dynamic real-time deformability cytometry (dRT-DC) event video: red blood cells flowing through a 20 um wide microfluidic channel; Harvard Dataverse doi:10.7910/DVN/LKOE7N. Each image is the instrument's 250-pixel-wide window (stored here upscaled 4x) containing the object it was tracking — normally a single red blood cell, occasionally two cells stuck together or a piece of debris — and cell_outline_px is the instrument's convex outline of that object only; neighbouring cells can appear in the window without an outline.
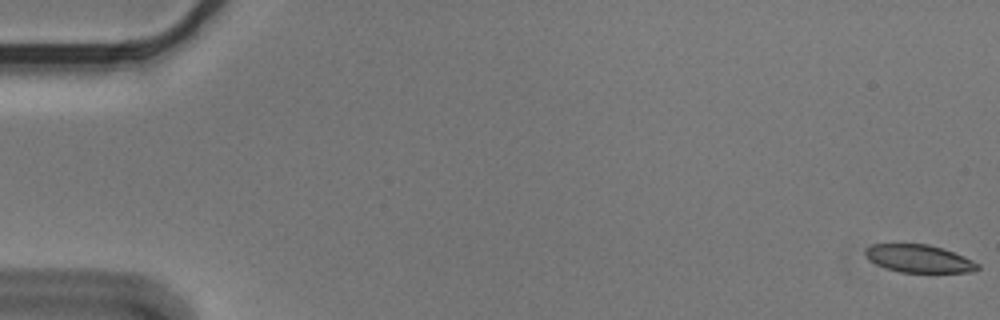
{"species": "Egyptian fruit bat (a non-hibernating species)", "species_latin": "Rousettus aegyptiacus", "temperature_condition": "cold", "stored_images_in_passage": 5, "segment_of_instrument_passage": [1, 2], "camera_frame_rate_fps": 3000, "um_per_image_px": 0.085, "animal": {"sex": "male"}, "frame": {"image": 1, "passage_image": 1, "time_ms": 0.0, "image_size_px": [1000, 320], "cell_outline_px": [[980, 268], [972, 272], [900, 272], [876, 264], [868, 260], [864, 256], [864, 248], [872, 244], [928, 244], [944, 248], [964, 256], [980, 264]], "centroid_in_image_um": [78.1, 21.97], "position_along_channel_um": 6.9, "area_um2": 18.32}}